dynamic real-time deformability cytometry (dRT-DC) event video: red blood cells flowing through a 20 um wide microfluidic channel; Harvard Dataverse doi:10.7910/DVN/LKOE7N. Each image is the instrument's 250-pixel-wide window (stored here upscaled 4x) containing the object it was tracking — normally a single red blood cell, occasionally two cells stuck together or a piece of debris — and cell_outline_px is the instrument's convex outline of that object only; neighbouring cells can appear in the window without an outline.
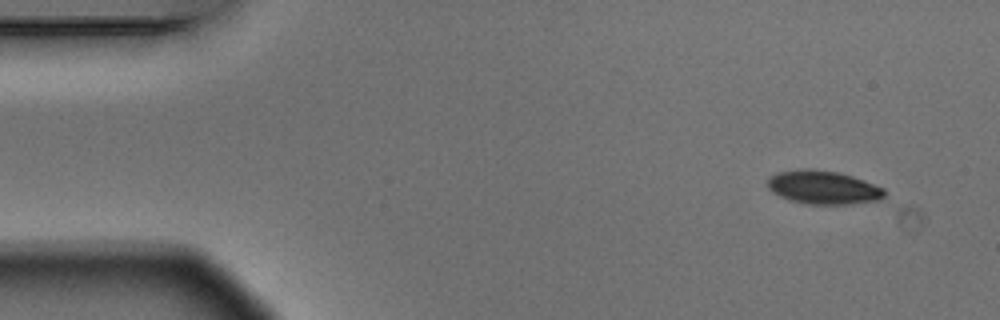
{"species": "Egyptian fruit bat (a non-hibernating species)", "species_latin": "Rousettus aegyptiacus", "temperature_condition": "warm", "stored_images_in_passage": 4, "camera_frame_rate_fps": 3000, "um_per_image_px": 0.085, "animal": {"sex": "male"}, "frame": {"image": 1, "passage_image": 1, "time_ms": 0.0, "image_size_px": [1000, 320], "cell_outline_px": [[884, 196], [880, 200], [848, 204], [808, 204], [788, 200], [772, 192], [768, 188], [768, 176], [776, 172], [804, 168], [812, 168], [840, 172], [864, 180], [884, 188]], "centroid_in_image_um": [69.94, 15.91], "position_along_channel_um": 15.1, "area_um2": 23.06}}